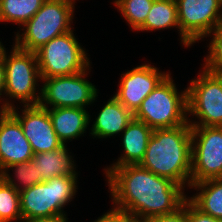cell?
Instances as JSON below:
<instances>
[{"mask_svg": "<svg viewBox=\"0 0 222 222\" xmlns=\"http://www.w3.org/2000/svg\"><path fill=\"white\" fill-rule=\"evenodd\" d=\"M106 179L114 208L128 212L139 222L174 213L187 199L181 185L139 164L115 167Z\"/></svg>", "mask_w": 222, "mask_h": 222, "instance_id": "obj_1", "label": "cell"}, {"mask_svg": "<svg viewBox=\"0 0 222 222\" xmlns=\"http://www.w3.org/2000/svg\"><path fill=\"white\" fill-rule=\"evenodd\" d=\"M192 139L189 123L153 129L140 166L168 178L184 189L191 186Z\"/></svg>", "mask_w": 222, "mask_h": 222, "instance_id": "obj_2", "label": "cell"}, {"mask_svg": "<svg viewBox=\"0 0 222 222\" xmlns=\"http://www.w3.org/2000/svg\"><path fill=\"white\" fill-rule=\"evenodd\" d=\"M77 177L56 176L19 192L22 222L66 215L63 207L77 192Z\"/></svg>", "mask_w": 222, "mask_h": 222, "instance_id": "obj_3", "label": "cell"}, {"mask_svg": "<svg viewBox=\"0 0 222 222\" xmlns=\"http://www.w3.org/2000/svg\"><path fill=\"white\" fill-rule=\"evenodd\" d=\"M74 4L71 0H46L23 25V33L15 35L14 45L22 50L35 52L53 38L73 30L71 22Z\"/></svg>", "mask_w": 222, "mask_h": 222, "instance_id": "obj_4", "label": "cell"}, {"mask_svg": "<svg viewBox=\"0 0 222 222\" xmlns=\"http://www.w3.org/2000/svg\"><path fill=\"white\" fill-rule=\"evenodd\" d=\"M168 74L142 101L134 118L151 129L174 128L188 123L187 89L178 92Z\"/></svg>", "mask_w": 222, "mask_h": 222, "instance_id": "obj_5", "label": "cell"}, {"mask_svg": "<svg viewBox=\"0 0 222 222\" xmlns=\"http://www.w3.org/2000/svg\"><path fill=\"white\" fill-rule=\"evenodd\" d=\"M9 55L4 49L2 53L5 64V87L3 94L15 98L24 106L39 105L41 89H36L41 80L35 52L22 50L13 45ZM39 79V80H38ZM38 94V95H37Z\"/></svg>", "mask_w": 222, "mask_h": 222, "instance_id": "obj_6", "label": "cell"}, {"mask_svg": "<svg viewBox=\"0 0 222 222\" xmlns=\"http://www.w3.org/2000/svg\"><path fill=\"white\" fill-rule=\"evenodd\" d=\"M35 54L41 80L80 73L91 63L72 30L53 38L35 51Z\"/></svg>", "mask_w": 222, "mask_h": 222, "instance_id": "obj_7", "label": "cell"}, {"mask_svg": "<svg viewBox=\"0 0 222 222\" xmlns=\"http://www.w3.org/2000/svg\"><path fill=\"white\" fill-rule=\"evenodd\" d=\"M187 87V116H196L199 121L188 119L191 126L222 127V74L201 71Z\"/></svg>", "mask_w": 222, "mask_h": 222, "instance_id": "obj_8", "label": "cell"}, {"mask_svg": "<svg viewBox=\"0 0 222 222\" xmlns=\"http://www.w3.org/2000/svg\"><path fill=\"white\" fill-rule=\"evenodd\" d=\"M89 69L90 66L85 71L73 75L43 78L39 105L43 108L86 109L98 96L95 85L86 79Z\"/></svg>", "mask_w": 222, "mask_h": 222, "instance_id": "obj_9", "label": "cell"}, {"mask_svg": "<svg viewBox=\"0 0 222 222\" xmlns=\"http://www.w3.org/2000/svg\"><path fill=\"white\" fill-rule=\"evenodd\" d=\"M179 33L185 47L209 37L222 24V0H176Z\"/></svg>", "mask_w": 222, "mask_h": 222, "instance_id": "obj_10", "label": "cell"}, {"mask_svg": "<svg viewBox=\"0 0 222 222\" xmlns=\"http://www.w3.org/2000/svg\"><path fill=\"white\" fill-rule=\"evenodd\" d=\"M191 184L222 178V127L191 126Z\"/></svg>", "mask_w": 222, "mask_h": 222, "instance_id": "obj_11", "label": "cell"}, {"mask_svg": "<svg viewBox=\"0 0 222 222\" xmlns=\"http://www.w3.org/2000/svg\"><path fill=\"white\" fill-rule=\"evenodd\" d=\"M12 104L8 100L3 101L1 107L9 110L19 120L23 134L31 144L34 154L53 151L63 146L54 131L46 108L40 105L24 106L20 115L19 111H16L18 109Z\"/></svg>", "mask_w": 222, "mask_h": 222, "instance_id": "obj_12", "label": "cell"}, {"mask_svg": "<svg viewBox=\"0 0 222 222\" xmlns=\"http://www.w3.org/2000/svg\"><path fill=\"white\" fill-rule=\"evenodd\" d=\"M168 74L149 64L134 67L122 73L119 89L114 97L134 114L142 101Z\"/></svg>", "mask_w": 222, "mask_h": 222, "instance_id": "obj_13", "label": "cell"}, {"mask_svg": "<svg viewBox=\"0 0 222 222\" xmlns=\"http://www.w3.org/2000/svg\"><path fill=\"white\" fill-rule=\"evenodd\" d=\"M33 155L19 120L0 106V173L13 164L30 161Z\"/></svg>", "mask_w": 222, "mask_h": 222, "instance_id": "obj_14", "label": "cell"}, {"mask_svg": "<svg viewBox=\"0 0 222 222\" xmlns=\"http://www.w3.org/2000/svg\"><path fill=\"white\" fill-rule=\"evenodd\" d=\"M122 133L121 144H123L124 153L121 154L115 164H111L112 166L104 169L106 175L115 167L140 164L144 158L153 129L144 122L133 118Z\"/></svg>", "mask_w": 222, "mask_h": 222, "instance_id": "obj_15", "label": "cell"}, {"mask_svg": "<svg viewBox=\"0 0 222 222\" xmlns=\"http://www.w3.org/2000/svg\"><path fill=\"white\" fill-rule=\"evenodd\" d=\"M133 118L134 114L113 96L93 121L90 134L99 139L110 138V136L122 133Z\"/></svg>", "mask_w": 222, "mask_h": 222, "instance_id": "obj_16", "label": "cell"}, {"mask_svg": "<svg viewBox=\"0 0 222 222\" xmlns=\"http://www.w3.org/2000/svg\"><path fill=\"white\" fill-rule=\"evenodd\" d=\"M58 139L66 142L84 135L90 123V115L83 108H46Z\"/></svg>", "mask_w": 222, "mask_h": 222, "instance_id": "obj_17", "label": "cell"}, {"mask_svg": "<svg viewBox=\"0 0 222 222\" xmlns=\"http://www.w3.org/2000/svg\"><path fill=\"white\" fill-rule=\"evenodd\" d=\"M67 144L59 149L34 154L30 160L36 167L37 176H41V182L48 181L56 176L77 175L75 162L67 150Z\"/></svg>", "mask_w": 222, "mask_h": 222, "instance_id": "obj_18", "label": "cell"}, {"mask_svg": "<svg viewBox=\"0 0 222 222\" xmlns=\"http://www.w3.org/2000/svg\"><path fill=\"white\" fill-rule=\"evenodd\" d=\"M191 188L200 192L188 199L202 212L222 219V178L194 183Z\"/></svg>", "mask_w": 222, "mask_h": 222, "instance_id": "obj_19", "label": "cell"}, {"mask_svg": "<svg viewBox=\"0 0 222 222\" xmlns=\"http://www.w3.org/2000/svg\"><path fill=\"white\" fill-rule=\"evenodd\" d=\"M176 27L179 29L176 0H154L140 31H155Z\"/></svg>", "mask_w": 222, "mask_h": 222, "instance_id": "obj_20", "label": "cell"}, {"mask_svg": "<svg viewBox=\"0 0 222 222\" xmlns=\"http://www.w3.org/2000/svg\"><path fill=\"white\" fill-rule=\"evenodd\" d=\"M46 0H0V22L23 26L41 8Z\"/></svg>", "mask_w": 222, "mask_h": 222, "instance_id": "obj_21", "label": "cell"}, {"mask_svg": "<svg viewBox=\"0 0 222 222\" xmlns=\"http://www.w3.org/2000/svg\"><path fill=\"white\" fill-rule=\"evenodd\" d=\"M22 222L20 193L0 176V222Z\"/></svg>", "mask_w": 222, "mask_h": 222, "instance_id": "obj_22", "label": "cell"}, {"mask_svg": "<svg viewBox=\"0 0 222 222\" xmlns=\"http://www.w3.org/2000/svg\"><path fill=\"white\" fill-rule=\"evenodd\" d=\"M154 0H115L114 4L130 24L131 29H138L145 23Z\"/></svg>", "mask_w": 222, "mask_h": 222, "instance_id": "obj_23", "label": "cell"}, {"mask_svg": "<svg viewBox=\"0 0 222 222\" xmlns=\"http://www.w3.org/2000/svg\"><path fill=\"white\" fill-rule=\"evenodd\" d=\"M11 169L14 170L13 174L17 178V182H20L19 185L15 182L16 180L12 179L10 174H8ZM0 176L7 184L13 186L18 192L41 182V176H37L36 167L31 161L13 164L5 168L0 173Z\"/></svg>", "mask_w": 222, "mask_h": 222, "instance_id": "obj_24", "label": "cell"}, {"mask_svg": "<svg viewBox=\"0 0 222 222\" xmlns=\"http://www.w3.org/2000/svg\"><path fill=\"white\" fill-rule=\"evenodd\" d=\"M208 55L205 57L204 68L210 72L222 74V24L213 32Z\"/></svg>", "mask_w": 222, "mask_h": 222, "instance_id": "obj_25", "label": "cell"}, {"mask_svg": "<svg viewBox=\"0 0 222 222\" xmlns=\"http://www.w3.org/2000/svg\"><path fill=\"white\" fill-rule=\"evenodd\" d=\"M186 206L188 222H222L198 209L188 198L183 203Z\"/></svg>", "mask_w": 222, "mask_h": 222, "instance_id": "obj_26", "label": "cell"}, {"mask_svg": "<svg viewBox=\"0 0 222 222\" xmlns=\"http://www.w3.org/2000/svg\"><path fill=\"white\" fill-rule=\"evenodd\" d=\"M94 222H139L133 215L128 212L113 208L106 212Z\"/></svg>", "mask_w": 222, "mask_h": 222, "instance_id": "obj_27", "label": "cell"}, {"mask_svg": "<svg viewBox=\"0 0 222 222\" xmlns=\"http://www.w3.org/2000/svg\"><path fill=\"white\" fill-rule=\"evenodd\" d=\"M142 222H188L186 206L183 204V206L174 213L152 216Z\"/></svg>", "mask_w": 222, "mask_h": 222, "instance_id": "obj_28", "label": "cell"}, {"mask_svg": "<svg viewBox=\"0 0 222 222\" xmlns=\"http://www.w3.org/2000/svg\"><path fill=\"white\" fill-rule=\"evenodd\" d=\"M5 87V64L2 56L0 57V98Z\"/></svg>", "mask_w": 222, "mask_h": 222, "instance_id": "obj_29", "label": "cell"}, {"mask_svg": "<svg viewBox=\"0 0 222 222\" xmlns=\"http://www.w3.org/2000/svg\"><path fill=\"white\" fill-rule=\"evenodd\" d=\"M68 218H66V215L62 216H56L52 218H45V219H36V220H31V221H26V222H68Z\"/></svg>", "mask_w": 222, "mask_h": 222, "instance_id": "obj_30", "label": "cell"}, {"mask_svg": "<svg viewBox=\"0 0 222 222\" xmlns=\"http://www.w3.org/2000/svg\"><path fill=\"white\" fill-rule=\"evenodd\" d=\"M4 49L5 48H4L3 44H1V41H0V57L2 56Z\"/></svg>", "mask_w": 222, "mask_h": 222, "instance_id": "obj_31", "label": "cell"}]
</instances>
